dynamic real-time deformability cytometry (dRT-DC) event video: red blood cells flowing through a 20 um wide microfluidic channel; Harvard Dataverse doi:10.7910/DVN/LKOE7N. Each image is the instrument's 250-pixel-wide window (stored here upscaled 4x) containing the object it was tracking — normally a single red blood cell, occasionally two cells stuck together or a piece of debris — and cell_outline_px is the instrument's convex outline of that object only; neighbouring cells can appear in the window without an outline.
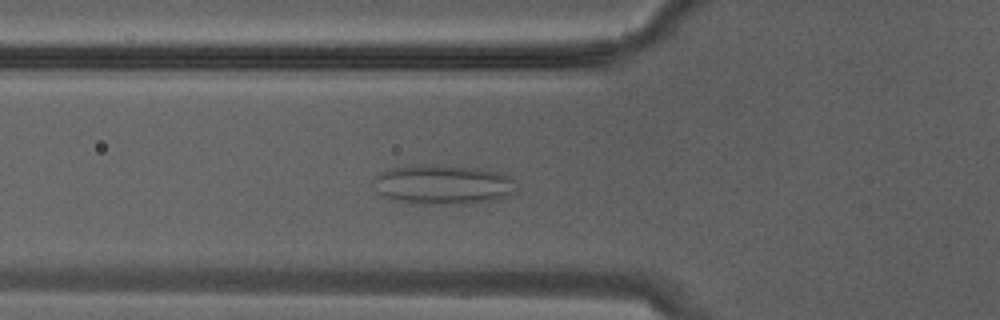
{"species": "Egyptian fruit bat (a non-hibernating species)", "species_latin": "Rousettus aegyptiacus", "temperature_condition": "warm", "stored_images_in_passage": 10, "camera_frame_rate_fps": 3000, "um_per_image_px": 0.085, "animal": {"sex": "male"}, "frame": {"image": 1, "passage_image": 6, "time_ms": 1.667, "image_size_px": [1000, 320], "cell_outline_px": [[520, 192], [512, 196], [496, 200], [460, 204], [424, 204], [388, 200], [380, 196], [372, 180], [380, 172], [392, 168], [408, 164], [436, 164], [480, 168], [508, 172], [512, 176]], "centroid_in_image_um": [37.73, 15.67], "position_along_channel_um": 88.1, "area_um2": 34.45}}